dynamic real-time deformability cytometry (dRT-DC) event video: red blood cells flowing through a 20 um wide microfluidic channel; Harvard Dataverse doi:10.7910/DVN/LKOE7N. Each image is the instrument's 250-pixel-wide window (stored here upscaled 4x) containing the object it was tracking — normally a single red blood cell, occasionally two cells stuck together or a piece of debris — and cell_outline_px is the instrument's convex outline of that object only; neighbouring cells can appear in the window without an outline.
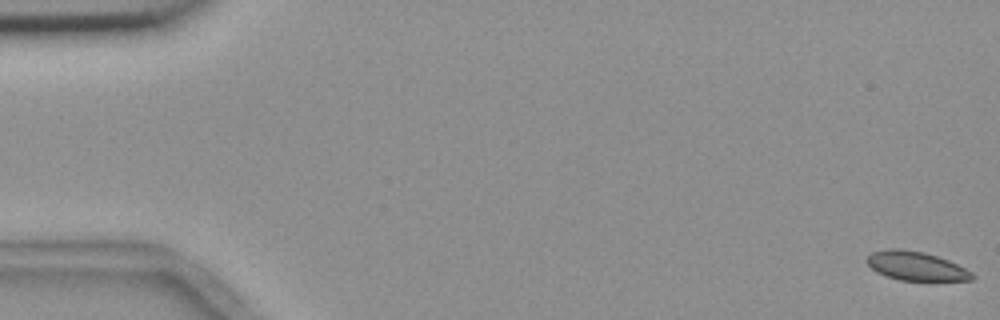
{"species": "common noctule bat (a hibernating species)", "species_latin": "Nyctalus noctula", "temperature_condition": "room temperature", "stored_images_in_passage": 57, "camera_frame_rate_fps": 3000, "um_per_image_px": 0.085, "animal": {"sex": "female", "body_mass_g": 18.4}, "frame": {"image": 1, "passage_image": 1, "time_ms": 0.0, "image_size_px": [1000, 320], "cell_outline_px": [[976, 276], [972, 280], [900, 280], [884, 276], [876, 272], [864, 260], [872, 252], [888, 248], [896, 248], [924, 252], [948, 260], [972, 272]], "centroid_in_image_um": [77.82, 22.61], "position_along_channel_um": 7.2, "area_um2": 17.69}}
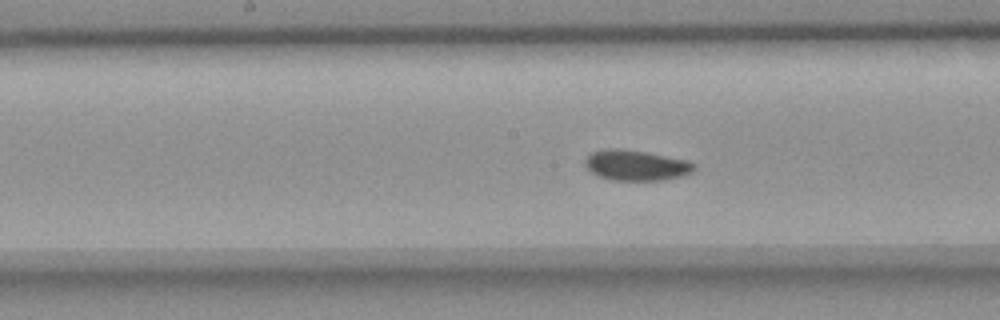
{"frame": {"image": 2, "passage_image": 29, "time_ms": 9.333, "image_size_px": [1000, 320], "cell_outline_px": [[696, 168], [692, 172], [680, 176], [660, 180], [612, 180], [596, 176], [584, 164], [584, 160], [592, 152], [604, 148], [620, 148], [644, 152], [684, 160], [696, 164]], "centroid_in_image_um": [54.01, 14.05], "position_along_channel_um": 194.2, "area_um2": 19.19}}
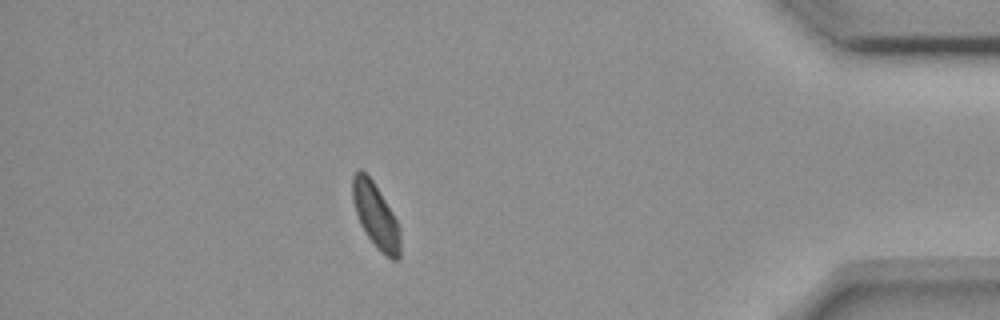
{"frame": {"image": 3, "passage_image": 50, "time_ms": 16.333, "image_size_px": [1000, 320], "cell_outline_px": [[400, 256], [396, 260], [392, 260], [380, 252], [376, 248], [364, 232], [360, 224], [352, 200], [352, 176], [360, 168], [372, 180], [380, 192], [392, 212], [400, 228]], "centroid_in_image_um": [31.93, 18.36], "position_along_channel_um": 403.3, "area_um2": 18.03}, "authors_computed_cell_mechanics": {"area_um2": 18.7272, "velocity_mm_per_s": 3.6148, "shape_relaxation_time_tau1_ms": 5.7596, "shape_relaxation_time_tau2_ms": 1.6202, "deformation_change_tau1": 0.0703, "deformation_change_tau2": 0.049}}